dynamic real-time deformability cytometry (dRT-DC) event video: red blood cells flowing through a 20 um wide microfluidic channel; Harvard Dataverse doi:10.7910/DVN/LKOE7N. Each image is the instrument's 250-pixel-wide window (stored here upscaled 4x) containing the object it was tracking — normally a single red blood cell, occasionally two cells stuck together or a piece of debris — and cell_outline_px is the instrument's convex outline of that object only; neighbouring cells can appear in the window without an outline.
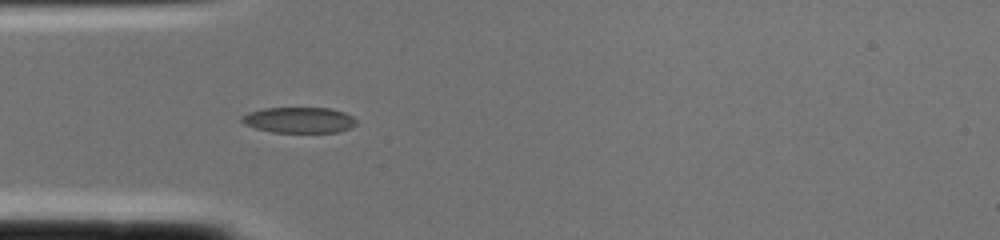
{"species": "common noctule bat (a hibernating species)", "species_latin": "Nyctalus noctula", "temperature_condition": "cold", "stored_images_in_passage": 2, "camera_frame_rate_fps": 3000, "um_per_image_px": 0.085, "animal": {"sex": "female", "body_mass_g": 22.0, "forearm_length_mm": 56.7}, "frame": {"image": 1, "passage_image": 2, "time_ms": 0.333, "image_size_px": [1000, 240], "cell_outline_px": [[356, 124], [348, 128], [336, 132], [272, 132], [256, 128], [244, 124], [240, 120], [240, 116], [248, 112], [264, 108], [328, 108], [344, 112], [352, 116], [356, 120]], "centroid_in_image_um": [25.38, 10.2], "position_along_channel_um": 59.6, "area_um2": 17.11}}